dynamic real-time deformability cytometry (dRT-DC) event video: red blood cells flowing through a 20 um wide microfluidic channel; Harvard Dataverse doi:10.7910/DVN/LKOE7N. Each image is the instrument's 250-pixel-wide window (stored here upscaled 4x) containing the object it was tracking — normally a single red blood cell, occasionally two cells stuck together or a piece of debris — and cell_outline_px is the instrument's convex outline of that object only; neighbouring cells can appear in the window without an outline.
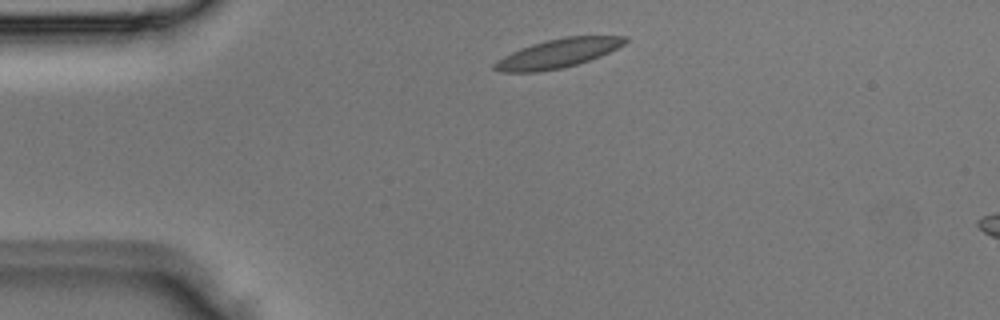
{"species": "Egyptian fruit bat (a non-hibernating species)", "species_latin": "Rousettus aegyptiacus", "temperature_condition": "room temperature", "stored_images_in_passage": 3, "segment_of_instrument_passage": [1, 2], "camera_frame_rate_fps": 3000, "um_per_image_px": 0.085, "animal": {"sex": "male"}, "frame": {"image": 1, "passage_image": 1, "time_ms": 0.0, "image_size_px": [1000, 320], "cell_outline_px": [[628, 40], [624, 44], [600, 56], [576, 64], [560, 68], [540, 72], [500, 72], [492, 68], [492, 64], [496, 60], [520, 48], [532, 44], [564, 36], [628, 36]], "centroid_in_image_um": [47.38, 4.54], "position_along_channel_um": 37.6, "area_um2": 21.85}}